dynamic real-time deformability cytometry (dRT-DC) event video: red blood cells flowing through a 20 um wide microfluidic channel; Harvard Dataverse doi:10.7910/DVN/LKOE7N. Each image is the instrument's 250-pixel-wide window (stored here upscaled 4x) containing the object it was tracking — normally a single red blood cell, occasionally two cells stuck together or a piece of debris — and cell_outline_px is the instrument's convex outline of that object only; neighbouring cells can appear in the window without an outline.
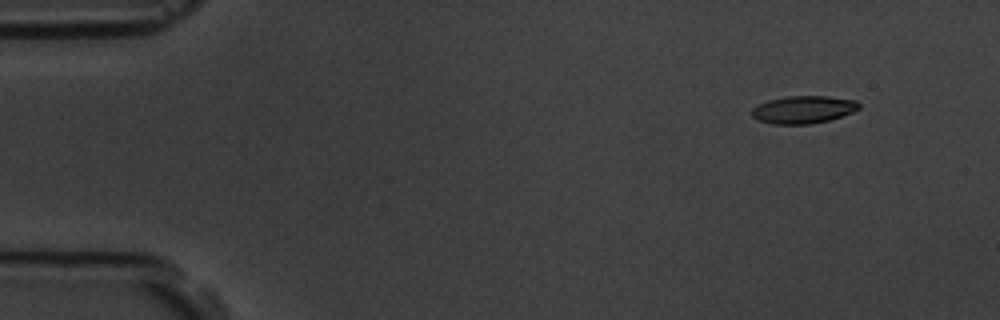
{"species": "common noctule bat (a hibernating species)", "species_latin": "Nyctalus noctula", "temperature_condition": "room temperature", "stored_images_in_passage": 6, "segment_of_instrument_passage": [2, 2], "camera_frame_rate_fps": 3000, "um_per_image_px": 0.085, "animal": {"sex": "male", "body_mass_g": 19.5, "forearm_length_mm": 54.6}, "frame": {"image": 1, "passage_image": 6, "time_ms": 5.667, "image_size_px": [1000, 320], "cell_outline_px": [[860, 108], [852, 112], [828, 120], [808, 124], [772, 124], [760, 120], [752, 116], [752, 108], [756, 104], [768, 100], [788, 96], [828, 96], [856, 100], [860, 104]], "centroid_in_image_um": [68.27, 9.3], "position_along_channel_um": 16.7, "area_um2": 17.17}}